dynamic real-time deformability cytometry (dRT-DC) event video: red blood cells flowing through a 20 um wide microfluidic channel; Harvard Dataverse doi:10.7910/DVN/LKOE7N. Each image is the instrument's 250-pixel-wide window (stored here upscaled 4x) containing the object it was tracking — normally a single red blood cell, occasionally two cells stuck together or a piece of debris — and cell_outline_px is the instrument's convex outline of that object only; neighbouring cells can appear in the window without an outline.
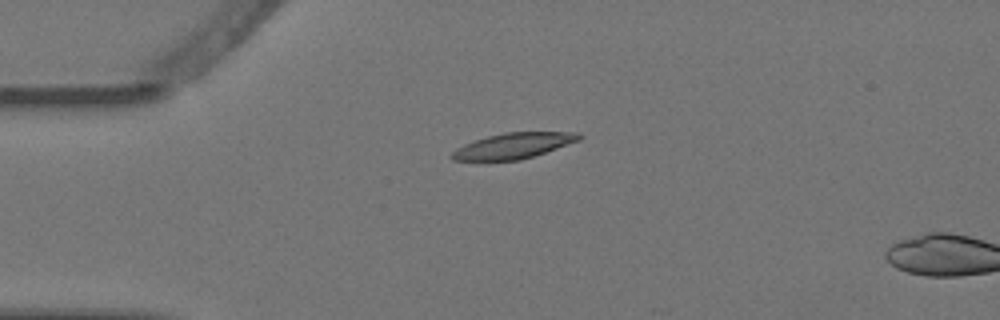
{"species": "Egyptian fruit bat (a non-hibernating species)", "species_latin": "Rousettus aegyptiacus", "temperature_condition": "warm", "stored_images_in_passage": 5, "camera_frame_rate_fps": 3000, "um_per_image_px": 0.085, "animal": {"sex": "female"}, "frame": {"image": 1, "passage_image": 4, "time_ms": 1.0, "image_size_px": [1000, 320], "cell_outline_px": [[584, 136], [580, 140], [520, 160], [452, 160], [448, 156], [456, 148], [464, 144], [488, 136], [504, 132], [580, 132]], "centroid_in_image_um": [43.64, 12.38], "position_along_channel_um": 41.4, "area_um2": 18.84}}